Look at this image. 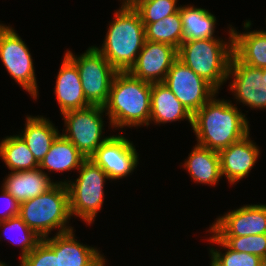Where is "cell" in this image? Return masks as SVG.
<instances>
[{"instance_id": "obj_1", "label": "cell", "mask_w": 266, "mask_h": 266, "mask_svg": "<svg viewBox=\"0 0 266 266\" xmlns=\"http://www.w3.org/2000/svg\"><path fill=\"white\" fill-rule=\"evenodd\" d=\"M214 95L192 116L197 144L219 152L250 133L249 122L237 106Z\"/></svg>"}, {"instance_id": "obj_2", "label": "cell", "mask_w": 266, "mask_h": 266, "mask_svg": "<svg viewBox=\"0 0 266 266\" xmlns=\"http://www.w3.org/2000/svg\"><path fill=\"white\" fill-rule=\"evenodd\" d=\"M152 84L117 72L112 80L107 103L103 106L111 128L150 125Z\"/></svg>"}, {"instance_id": "obj_3", "label": "cell", "mask_w": 266, "mask_h": 266, "mask_svg": "<svg viewBox=\"0 0 266 266\" xmlns=\"http://www.w3.org/2000/svg\"><path fill=\"white\" fill-rule=\"evenodd\" d=\"M117 10L102 46L94 47L118 72H127L145 44V26L133 7L120 6Z\"/></svg>"}, {"instance_id": "obj_4", "label": "cell", "mask_w": 266, "mask_h": 266, "mask_svg": "<svg viewBox=\"0 0 266 266\" xmlns=\"http://www.w3.org/2000/svg\"><path fill=\"white\" fill-rule=\"evenodd\" d=\"M228 42L217 37L184 40L177 50L178 59L187 65L218 92L227 82L230 59L233 55L232 25Z\"/></svg>"}, {"instance_id": "obj_5", "label": "cell", "mask_w": 266, "mask_h": 266, "mask_svg": "<svg viewBox=\"0 0 266 266\" xmlns=\"http://www.w3.org/2000/svg\"><path fill=\"white\" fill-rule=\"evenodd\" d=\"M18 216L41 239L48 237L53 229L58 228L56 234L74 230L68 224L71 214L67 185L57 182L47 192L20 203Z\"/></svg>"}, {"instance_id": "obj_6", "label": "cell", "mask_w": 266, "mask_h": 266, "mask_svg": "<svg viewBox=\"0 0 266 266\" xmlns=\"http://www.w3.org/2000/svg\"><path fill=\"white\" fill-rule=\"evenodd\" d=\"M76 180L59 181L65 183L69 193L71 217L82 218L86 224H92L104 203V186L109 179L104 170L91 159H86L78 169Z\"/></svg>"}, {"instance_id": "obj_7", "label": "cell", "mask_w": 266, "mask_h": 266, "mask_svg": "<svg viewBox=\"0 0 266 266\" xmlns=\"http://www.w3.org/2000/svg\"><path fill=\"white\" fill-rule=\"evenodd\" d=\"M65 55L79 71L86 100L91 105L104 106L108 100L112 80L118 71L94 46L78 57L70 50H67Z\"/></svg>"}, {"instance_id": "obj_8", "label": "cell", "mask_w": 266, "mask_h": 266, "mask_svg": "<svg viewBox=\"0 0 266 266\" xmlns=\"http://www.w3.org/2000/svg\"><path fill=\"white\" fill-rule=\"evenodd\" d=\"M104 112L103 106L90 105L61 114L66 127L61 135L69 140L86 159H89L111 137H105L102 134Z\"/></svg>"}, {"instance_id": "obj_9", "label": "cell", "mask_w": 266, "mask_h": 266, "mask_svg": "<svg viewBox=\"0 0 266 266\" xmlns=\"http://www.w3.org/2000/svg\"><path fill=\"white\" fill-rule=\"evenodd\" d=\"M0 59L7 72L34 100L38 96L34 63L25 41L11 26L0 24Z\"/></svg>"}, {"instance_id": "obj_10", "label": "cell", "mask_w": 266, "mask_h": 266, "mask_svg": "<svg viewBox=\"0 0 266 266\" xmlns=\"http://www.w3.org/2000/svg\"><path fill=\"white\" fill-rule=\"evenodd\" d=\"M163 84L192 115L219 93L178 58L170 67Z\"/></svg>"}, {"instance_id": "obj_11", "label": "cell", "mask_w": 266, "mask_h": 266, "mask_svg": "<svg viewBox=\"0 0 266 266\" xmlns=\"http://www.w3.org/2000/svg\"><path fill=\"white\" fill-rule=\"evenodd\" d=\"M230 77L233 80L229 86L236 101L251 109H266V75H262V68L244 64L233 54L227 79Z\"/></svg>"}, {"instance_id": "obj_12", "label": "cell", "mask_w": 266, "mask_h": 266, "mask_svg": "<svg viewBox=\"0 0 266 266\" xmlns=\"http://www.w3.org/2000/svg\"><path fill=\"white\" fill-rule=\"evenodd\" d=\"M138 158L133 143L119 133L111 135L89 159L100 166L112 181L130 176L139 164Z\"/></svg>"}, {"instance_id": "obj_13", "label": "cell", "mask_w": 266, "mask_h": 266, "mask_svg": "<svg viewBox=\"0 0 266 266\" xmlns=\"http://www.w3.org/2000/svg\"><path fill=\"white\" fill-rule=\"evenodd\" d=\"M209 228L218 237L266 234V204H245L219 216Z\"/></svg>"}, {"instance_id": "obj_14", "label": "cell", "mask_w": 266, "mask_h": 266, "mask_svg": "<svg viewBox=\"0 0 266 266\" xmlns=\"http://www.w3.org/2000/svg\"><path fill=\"white\" fill-rule=\"evenodd\" d=\"M178 58L177 49L171 45L145 41L129 73L148 83H163L173 62Z\"/></svg>"}, {"instance_id": "obj_15", "label": "cell", "mask_w": 266, "mask_h": 266, "mask_svg": "<svg viewBox=\"0 0 266 266\" xmlns=\"http://www.w3.org/2000/svg\"><path fill=\"white\" fill-rule=\"evenodd\" d=\"M249 135L218 152L221 176H225L231 185L249 176L261 153Z\"/></svg>"}, {"instance_id": "obj_16", "label": "cell", "mask_w": 266, "mask_h": 266, "mask_svg": "<svg viewBox=\"0 0 266 266\" xmlns=\"http://www.w3.org/2000/svg\"><path fill=\"white\" fill-rule=\"evenodd\" d=\"M71 230L43 240L59 255V266H106V259L97 248L83 245Z\"/></svg>"}, {"instance_id": "obj_17", "label": "cell", "mask_w": 266, "mask_h": 266, "mask_svg": "<svg viewBox=\"0 0 266 266\" xmlns=\"http://www.w3.org/2000/svg\"><path fill=\"white\" fill-rule=\"evenodd\" d=\"M63 57L54 87L61 114L91 105L84 95L76 65L66 55Z\"/></svg>"}, {"instance_id": "obj_18", "label": "cell", "mask_w": 266, "mask_h": 266, "mask_svg": "<svg viewBox=\"0 0 266 266\" xmlns=\"http://www.w3.org/2000/svg\"><path fill=\"white\" fill-rule=\"evenodd\" d=\"M2 188L10 193L19 204L47 192L56 183L47 172L39 167L32 170L10 172L3 181Z\"/></svg>"}, {"instance_id": "obj_19", "label": "cell", "mask_w": 266, "mask_h": 266, "mask_svg": "<svg viewBox=\"0 0 266 266\" xmlns=\"http://www.w3.org/2000/svg\"><path fill=\"white\" fill-rule=\"evenodd\" d=\"M251 21L244 23L245 32H233V54L244 64L255 68L266 67V30L248 31ZM246 30L248 32H246Z\"/></svg>"}, {"instance_id": "obj_20", "label": "cell", "mask_w": 266, "mask_h": 266, "mask_svg": "<svg viewBox=\"0 0 266 266\" xmlns=\"http://www.w3.org/2000/svg\"><path fill=\"white\" fill-rule=\"evenodd\" d=\"M192 116L163 83H152L150 123L160 125L186 119L192 126Z\"/></svg>"}, {"instance_id": "obj_21", "label": "cell", "mask_w": 266, "mask_h": 266, "mask_svg": "<svg viewBox=\"0 0 266 266\" xmlns=\"http://www.w3.org/2000/svg\"><path fill=\"white\" fill-rule=\"evenodd\" d=\"M21 132L19 136L26 143L39 164L48 153L55 139L61 134L49 119L38 115H27L25 128Z\"/></svg>"}, {"instance_id": "obj_22", "label": "cell", "mask_w": 266, "mask_h": 266, "mask_svg": "<svg viewBox=\"0 0 266 266\" xmlns=\"http://www.w3.org/2000/svg\"><path fill=\"white\" fill-rule=\"evenodd\" d=\"M184 167L195 183L213 186L222 178L219 153L198 144L188 155Z\"/></svg>"}, {"instance_id": "obj_23", "label": "cell", "mask_w": 266, "mask_h": 266, "mask_svg": "<svg viewBox=\"0 0 266 266\" xmlns=\"http://www.w3.org/2000/svg\"><path fill=\"white\" fill-rule=\"evenodd\" d=\"M86 158L61 134L55 139L39 168L48 172H65L80 168Z\"/></svg>"}, {"instance_id": "obj_24", "label": "cell", "mask_w": 266, "mask_h": 266, "mask_svg": "<svg viewBox=\"0 0 266 266\" xmlns=\"http://www.w3.org/2000/svg\"><path fill=\"white\" fill-rule=\"evenodd\" d=\"M184 40L208 39L214 36L216 17L207 9L180 5Z\"/></svg>"}, {"instance_id": "obj_25", "label": "cell", "mask_w": 266, "mask_h": 266, "mask_svg": "<svg viewBox=\"0 0 266 266\" xmlns=\"http://www.w3.org/2000/svg\"><path fill=\"white\" fill-rule=\"evenodd\" d=\"M0 157L11 172L39 167V163L19 134L1 140Z\"/></svg>"}, {"instance_id": "obj_26", "label": "cell", "mask_w": 266, "mask_h": 266, "mask_svg": "<svg viewBox=\"0 0 266 266\" xmlns=\"http://www.w3.org/2000/svg\"><path fill=\"white\" fill-rule=\"evenodd\" d=\"M147 41L171 45L177 50L184 41L182 18L178 12L153 23H143Z\"/></svg>"}, {"instance_id": "obj_27", "label": "cell", "mask_w": 266, "mask_h": 266, "mask_svg": "<svg viewBox=\"0 0 266 266\" xmlns=\"http://www.w3.org/2000/svg\"><path fill=\"white\" fill-rule=\"evenodd\" d=\"M0 228L4 230L2 232H4V235L6 236V239L8 241L12 242L15 245L17 244L18 246H20L21 248L20 260H22L26 255H28L42 240L33 230H31L23 222V220L18 215L4 221H0ZM11 231L15 232L16 235L18 234L19 236L18 235L16 236L14 234L16 237L13 238V236H10ZM0 239H1V234H0Z\"/></svg>"}, {"instance_id": "obj_28", "label": "cell", "mask_w": 266, "mask_h": 266, "mask_svg": "<svg viewBox=\"0 0 266 266\" xmlns=\"http://www.w3.org/2000/svg\"><path fill=\"white\" fill-rule=\"evenodd\" d=\"M178 0H135L130 6L140 15L142 23H153L179 11Z\"/></svg>"}, {"instance_id": "obj_29", "label": "cell", "mask_w": 266, "mask_h": 266, "mask_svg": "<svg viewBox=\"0 0 266 266\" xmlns=\"http://www.w3.org/2000/svg\"><path fill=\"white\" fill-rule=\"evenodd\" d=\"M212 235H210L209 240L210 243L216 244L221 249L224 248L225 252H221L219 249H215L213 247L209 248V252H211L224 266H259L261 262V258L248 254L241 253L230 249L210 228L207 230Z\"/></svg>"}, {"instance_id": "obj_30", "label": "cell", "mask_w": 266, "mask_h": 266, "mask_svg": "<svg viewBox=\"0 0 266 266\" xmlns=\"http://www.w3.org/2000/svg\"><path fill=\"white\" fill-rule=\"evenodd\" d=\"M219 238L234 251L266 259V234Z\"/></svg>"}, {"instance_id": "obj_31", "label": "cell", "mask_w": 266, "mask_h": 266, "mask_svg": "<svg viewBox=\"0 0 266 266\" xmlns=\"http://www.w3.org/2000/svg\"><path fill=\"white\" fill-rule=\"evenodd\" d=\"M19 263L23 266H59V255L42 239Z\"/></svg>"}, {"instance_id": "obj_32", "label": "cell", "mask_w": 266, "mask_h": 266, "mask_svg": "<svg viewBox=\"0 0 266 266\" xmlns=\"http://www.w3.org/2000/svg\"><path fill=\"white\" fill-rule=\"evenodd\" d=\"M1 189L0 202L3 201L2 203L7 205H5L7 209H4V213L1 214L0 210V221H4L19 214L20 204L10 193L6 192L3 188Z\"/></svg>"}, {"instance_id": "obj_33", "label": "cell", "mask_w": 266, "mask_h": 266, "mask_svg": "<svg viewBox=\"0 0 266 266\" xmlns=\"http://www.w3.org/2000/svg\"><path fill=\"white\" fill-rule=\"evenodd\" d=\"M209 254L211 256L210 266H224L211 252Z\"/></svg>"}, {"instance_id": "obj_34", "label": "cell", "mask_w": 266, "mask_h": 266, "mask_svg": "<svg viewBox=\"0 0 266 266\" xmlns=\"http://www.w3.org/2000/svg\"><path fill=\"white\" fill-rule=\"evenodd\" d=\"M121 1V0H120ZM135 0H122L121 6H130Z\"/></svg>"}, {"instance_id": "obj_35", "label": "cell", "mask_w": 266, "mask_h": 266, "mask_svg": "<svg viewBox=\"0 0 266 266\" xmlns=\"http://www.w3.org/2000/svg\"><path fill=\"white\" fill-rule=\"evenodd\" d=\"M259 266H266V259H262Z\"/></svg>"}, {"instance_id": "obj_36", "label": "cell", "mask_w": 266, "mask_h": 266, "mask_svg": "<svg viewBox=\"0 0 266 266\" xmlns=\"http://www.w3.org/2000/svg\"><path fill=\"white\" fill-rule=\"evenodd\" d=\"M0 266H8L6 263L0 261ZM20 266H23L22 263L20 264Z\"/></svg>"}, {"instance_id": "obj_37", "label": "cell", "mask_w": 266, "mask_h": 266, "mask_svg": "<svg viewBox=\"0 0 266 266\" xmlns=\"http://www.w3.org/2000/svg\"><path fill=\"white\" fill-rule=\"evenodd\" d=\"M262 75H266V67L262 68Z\"/></svg>"}]
</instances>
